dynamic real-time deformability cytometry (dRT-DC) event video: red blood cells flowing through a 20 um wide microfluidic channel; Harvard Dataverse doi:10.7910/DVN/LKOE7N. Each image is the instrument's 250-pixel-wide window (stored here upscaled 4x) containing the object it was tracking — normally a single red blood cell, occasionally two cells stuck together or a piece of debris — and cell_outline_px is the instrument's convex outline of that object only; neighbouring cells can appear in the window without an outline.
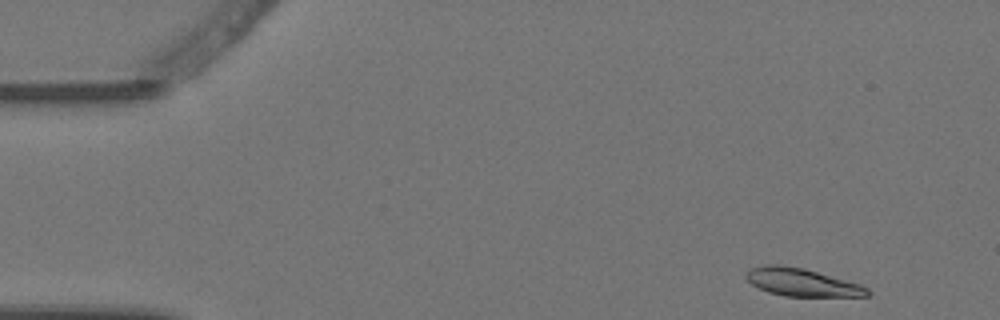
{"species": "Egyptian fruit bat (a non-hibernating species)", "species_latin": "Rousettus aegyptiacus", "temperature_condition": "warm", "stored_images_in_passage": 5, "segment_of_instrument_passage": [1, 2], "camera_frame_rate_fps": 3000, "um_per_image_px": 0.085, "animal": {"sex": "female"}, "frame": {"image": 1, "passage_image": 1, "time_ms": 0.0, "image_size_px": [1000, 320], "cell_outline_px": [[872, 292], [868, 296], [784, 296], [768, 292], [752, 284], [744, 276], [752, 268], [764, 264], [780, 264], [804, 268], [860, 284], [868, 288]], "centroid_in_image_um": [68.17, 23.99], "position_along_channel_um": 16.8, "area_um2": 19.59}}
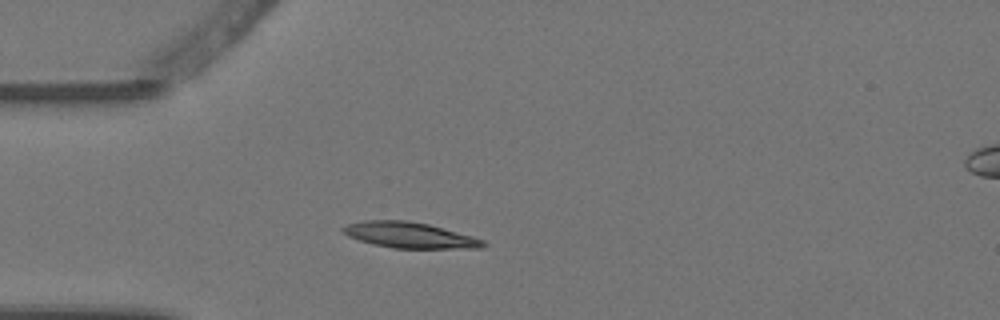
{"frame": {"image": 2, "passage_image": 4, "time_ms": 1.0, "image_size_px": [1000, 320], "cell_outline_px": [[488, 244], [480, 248], [392, 248], [372, 244], [348, 236], [340, 232], [340, 228], [348, 224], [364, 220], [408, 220], [428, 224], [472, 236], [484, 240]], "centroid_in_image_um": [34.78, 19.98], "position_along_channel_um": 50.2, "area_um2": 21.1}}